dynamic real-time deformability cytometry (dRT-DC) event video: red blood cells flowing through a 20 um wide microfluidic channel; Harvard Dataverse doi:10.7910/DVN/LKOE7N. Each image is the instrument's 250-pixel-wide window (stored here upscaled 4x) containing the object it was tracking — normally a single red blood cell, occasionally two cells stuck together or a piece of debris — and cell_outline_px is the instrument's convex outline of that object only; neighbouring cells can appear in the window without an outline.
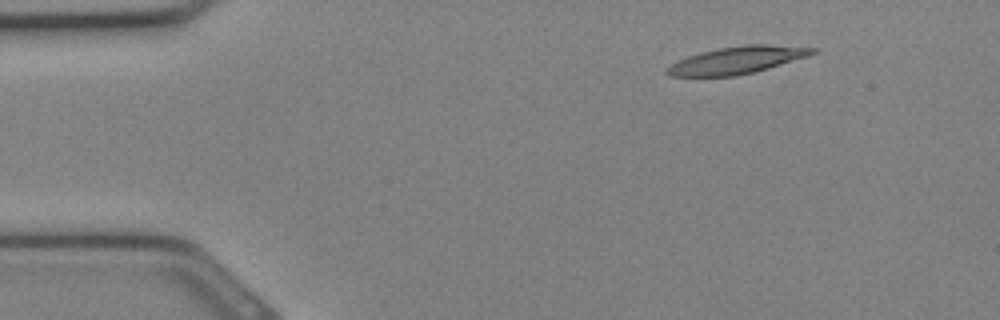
{"species": "Egyptian fruit bat (a non-hibernating species)", "species_latin": "Rousettus aegyptiacus", "temperature_condition": "cold", "stored_images_in_passage": 18, "camera_frame_rate_fps": 3000, "um_per_image_px": 0.085, "animal": {"sex": "female"}, "frame": {"image": 1, "passage_image": 1, "time_ms": 0.0, "image_size_px": [1000, 320], "cell_outline_px": [[820, 52], [808, 56], [752, 72], [736, 76], [672, 76], [664, 72], [672, 64], [688, 56], [700, 52], [716, 48], [744, 44], [768, 44], [820, 48]], "centroid_in_image_um": [62.71, 5.09], "position_along_channel_um": 22.3, "area_um2": 23.0}}
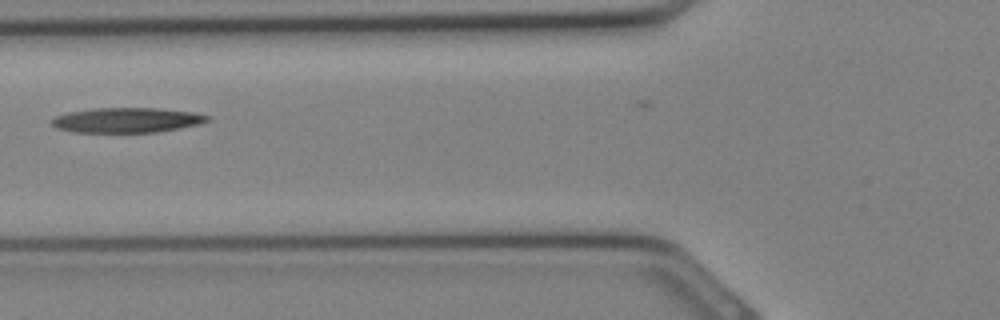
{"frame": {"image": 2, "passage_image": 9, "time_ms": 2.667, "image_size_px": [1000, 320], "cell_outline_px": [[212, 120], [200, 124], [180, 128], [156, 132], [72, 132], [56, 128], [52, 124], [52, 120], [56, 116], [68, 112], [92, 108], [160, 108], [192, 112], [212, 116]], "centroid_in_image_um": [10.83, 10.21], "position_along_channel_um": 115.0, "area_um2": 22.77}}
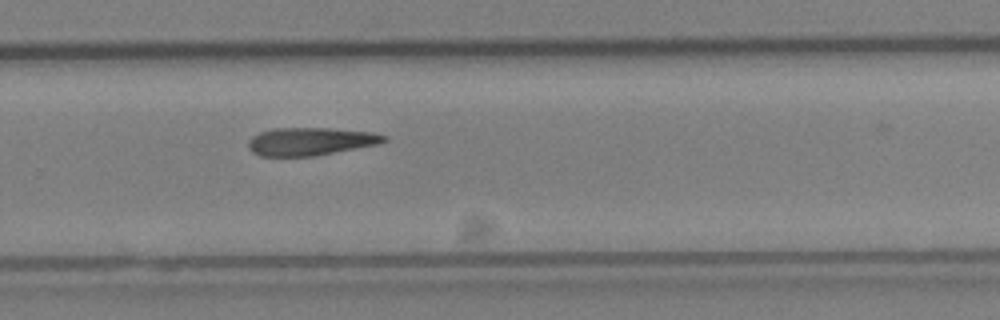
{"frame": {"image": 3, "passage_image": 18, "time_ms": 5.667, "image_size_px": [1000, 320], "cell_outline_px": [[388, 140], [376, 144], [312, 156], [260, 156], [252, 152], [248, 148], [248, 140], [252, 136], [260, 132], [272, 128], [328, 128], [372, 132], [388, 136]], "centroid_in_image_um": [26.34, 12.01], "position_along_channel_um": 303.5, "area_um2": 21.91}}